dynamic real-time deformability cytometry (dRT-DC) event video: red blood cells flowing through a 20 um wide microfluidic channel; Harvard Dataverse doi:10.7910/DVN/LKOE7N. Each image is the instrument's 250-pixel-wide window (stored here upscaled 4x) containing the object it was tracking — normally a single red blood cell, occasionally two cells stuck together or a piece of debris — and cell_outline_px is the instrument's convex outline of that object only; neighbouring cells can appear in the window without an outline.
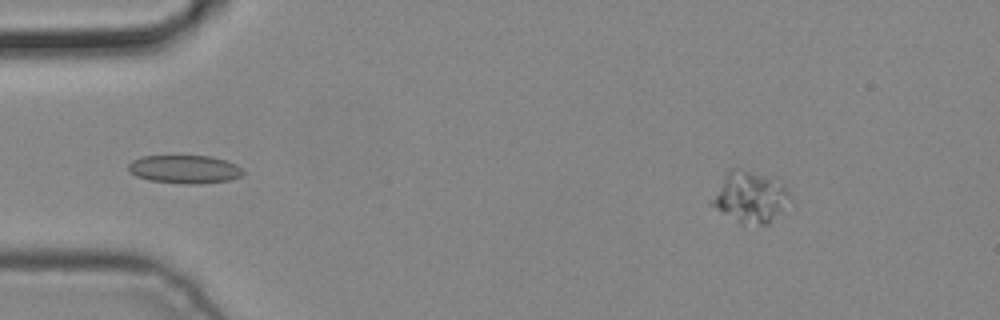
{"species": "common noctule bat (a hibernating species)", "species_latin": "Nyctalus noctula", "temperature_condition": "cold", "stored_images_in_passage": 4, "camera_frame_rate_fps": 3000, "um_per_image_px": 0.085, "animal": {"sex": "male", "body_mass_g": 19.2, "forearm_length_mm": 51.8}, "frame": {"image": 1, "passage_image": 4, "time_ms": 1.0, "image_size_px": [1000, 320], "cell_outline_px": [[792, 200], [768, 224], [740, 224], [708, 204], [728, 168], [740, 168], [764, 176], [784, 184], [788, 188], [792, 196]], "centroid_in_image_um": [63.75, 16.76], "position_along_channel_um": 21.3, "area_um2": 23.35}}